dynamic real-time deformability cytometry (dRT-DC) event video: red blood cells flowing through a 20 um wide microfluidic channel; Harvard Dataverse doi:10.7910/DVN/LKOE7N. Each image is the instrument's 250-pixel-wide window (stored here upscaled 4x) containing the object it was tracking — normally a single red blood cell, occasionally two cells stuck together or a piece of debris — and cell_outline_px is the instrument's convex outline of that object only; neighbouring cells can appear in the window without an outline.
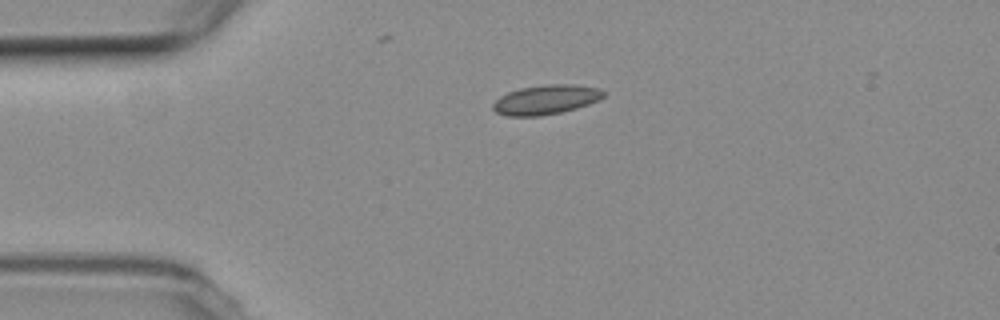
{"species": "common noctule bat (a hibernating species)", "species_latin": "Nyctalus noctula", "temperature_condition": "room temperature", "stored_images_in_passage": 43, "camera_frame_rate_fps": 3000, "um_per_image_px": 0.085, "animal": {"sex": "female", "body_mass_g": 19.3, "forearm_length_mm": 54.1}, "frame": {"image": 1, "passage_image": 1, "time_ms": 0.0, "image_size_px": [1000, 320], "cell_outline_px": [[604, 96], [588, 104], [576, 108], [560, 112], [540, 116], [508, 116], [496, 112], [492, 108], [492, 104], [500, 96], [508, 92], [520, 88], [544, 84], [572, 84], [600, 88], [604, 92]], "centroid_in_image_um": [46.37, 8.46], "position_along_channel_um": 38.6, "area_um2": 18.9}}
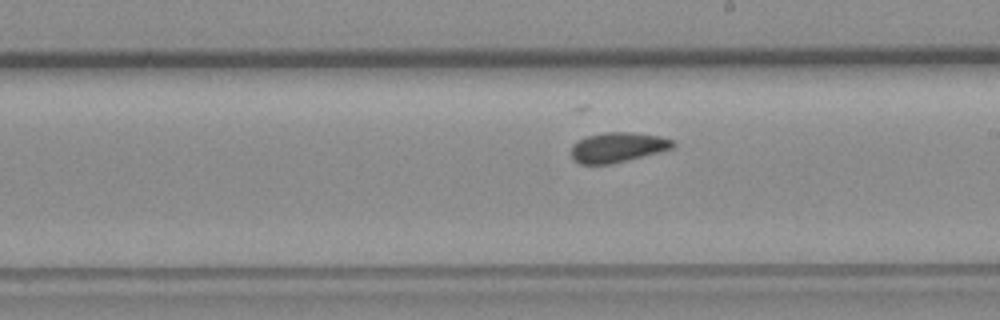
{"frame": {"image": 2, "passage_image": 19, "time_ms": 6.0, "image_size_px": [1000, 320], "cell_outline_px": [[676, 144], [672, 148], [660, 152], [612, 164], [580, 164], [572, 160], [572, 144], [588, 136], [604, 132], [632, 132], [660, 136], [672, 140]], "centroid_in_image_um": [52.5, 12.53], "position_along_channel_um": 236.5, "area_um2": 17.74}}
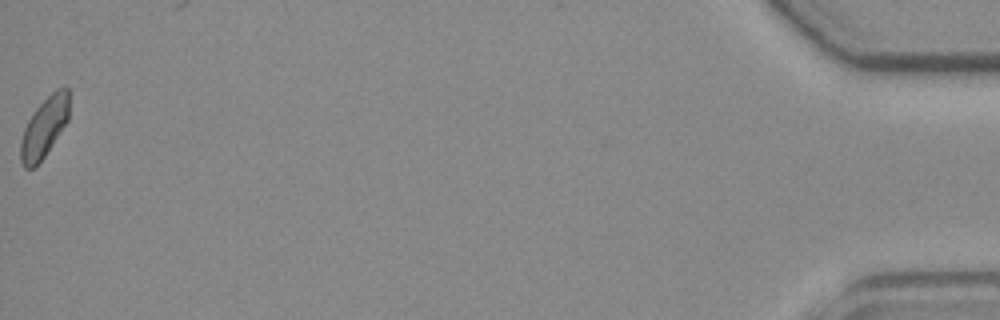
{"frame": {"image": 3, "passage_image": 43, "time_ms": 14.0, "image_size_px": [1000, 320], "cell_outline_px": [[68, 120], [44, 156], [32, 168], [24, 168], [20, 160], [20, 144], [24, 128], [28, 120], [36, 108], [56, 88], [68, 88]], "centroid_in_image_um": [3.74, 10.83], "position_along_channel_um": 431.5, "area_um2": 16.53}, "authors_computed_cell_mechanics": {"area_um2": 17.5134, "velocity_mm_per_s": 3.7697, "shape_relaxation_time_tau1_ms": null, "shape_relaxation_time_tau2_ms": 2.3603, "deformation_change_tau1": null, "deformation_change_tau2": 0.0586}}